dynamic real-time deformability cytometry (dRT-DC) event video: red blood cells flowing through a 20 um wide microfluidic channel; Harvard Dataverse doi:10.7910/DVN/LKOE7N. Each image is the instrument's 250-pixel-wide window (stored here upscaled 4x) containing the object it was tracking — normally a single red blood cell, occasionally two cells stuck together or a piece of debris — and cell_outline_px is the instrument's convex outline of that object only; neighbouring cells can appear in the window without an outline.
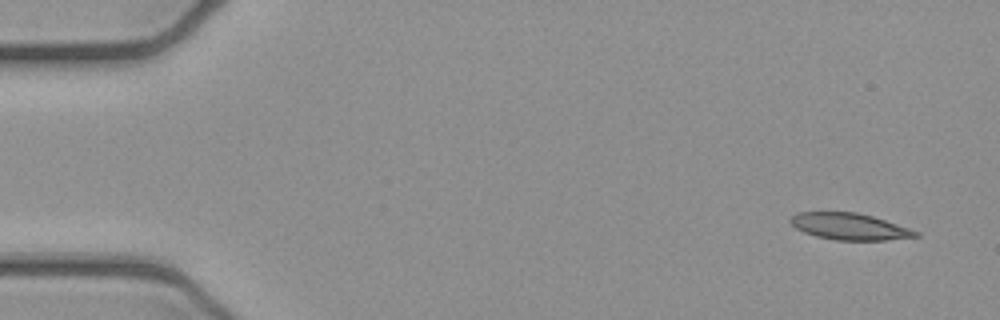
{"species": "common noctule bat (a hibernating species)", "species_latin": "Nyctalus noctula", "temperature_condition": "cold", "stored_images_in_passage": 6, "camera_frame_rate_fps": 3000, "um_per_image_px": 0.085, "animal": {"sex": "female", "body_mass_g": 21.9}, "frame": {"image": 1, "passage_image": 1, "time_ms": 0.0, "image_size_px": [1000, 320], "cell_outline_px": [[920, 236], [884, 240], [836, 240], [816, 236], [804, 232], [796, 228], [788, 220], [796, 212], [856, 212], [872, 216], [920, 232]], "centroid_in_image_um": [72.18, 19.25], "position_along_channel_um": 12.8, "area_um2": 19.25}}
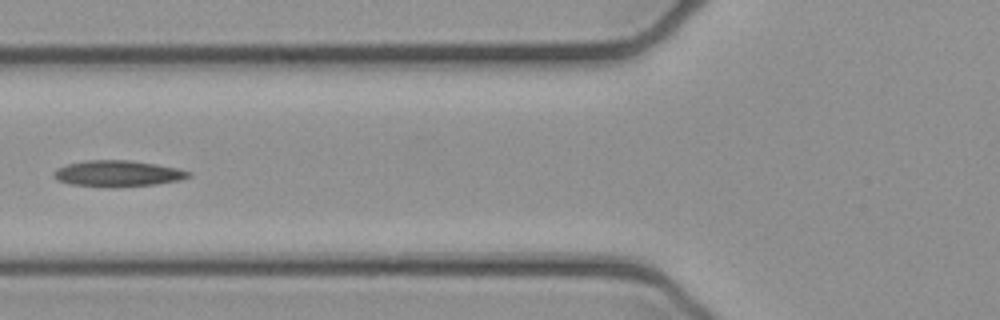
{"frame": {"image": 2, "passage_image": 5, "time_ms": 1.333, "image_size_px": [1000, 320], "cell_outline_px": [[192, 176], [180, 180], [156, 184], [112, 188], [72, 184], [56, 180], [52, 176], [52, 172], [56, 168], [68, 164], [88, 160], [128, 160], [156, 164], [176, 168], [192, 172]], "centroid_in_image_um": [9.99, 14.76], "position_along_channel_um": 115.8, "area_um2": 20.69}}
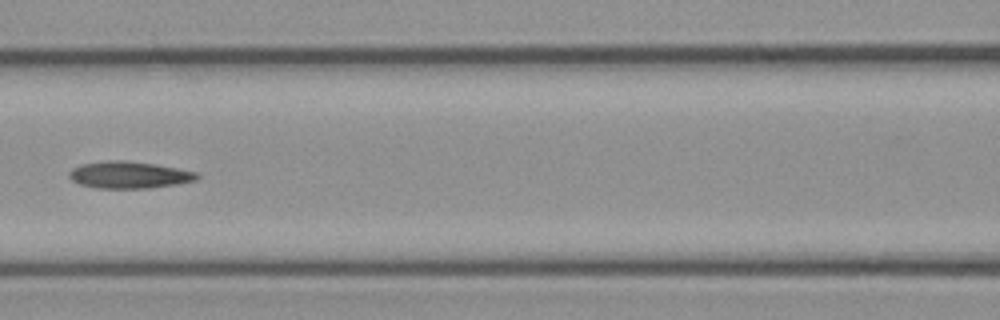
{"frame": {"image": 3, "passage_image": 6, "time_ms": 1.667, "image_size_px": [1000, 320], "cell_outline_px": [[200, 176], [196, 180], [176, 184], [152, 188], [96, 188], [80, 184], [72, 180], [68, 176], [68, 172], [72, 168], [80, 164], [104, 160], [124, 160], [152, 164], [176, 168], [196, 172]], "centroid_in_image_um": [10.93, 14.86], "position_along_channel_um": 155.7, "area_um2": 20.06}}